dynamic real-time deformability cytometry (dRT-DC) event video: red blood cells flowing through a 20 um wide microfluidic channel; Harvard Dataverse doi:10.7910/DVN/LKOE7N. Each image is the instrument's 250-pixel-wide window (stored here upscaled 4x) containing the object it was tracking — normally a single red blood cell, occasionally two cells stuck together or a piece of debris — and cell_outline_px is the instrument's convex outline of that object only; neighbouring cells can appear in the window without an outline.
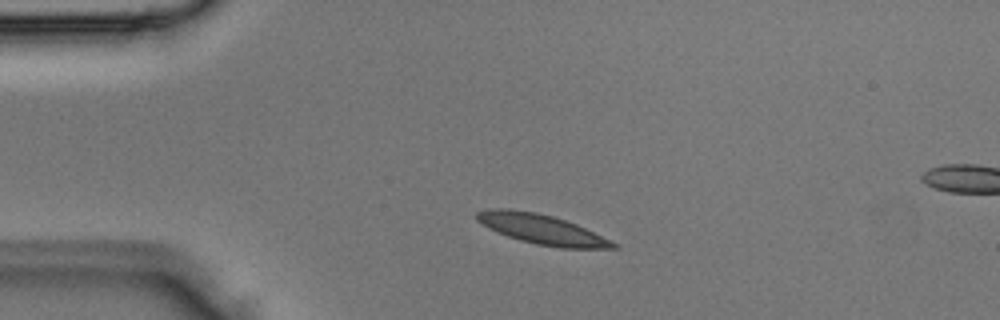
{"species": "Egyptian fruit bat (a non-hibernating species)", "species_latin": "Rousettus aegyptiacus", "temperature_condition": "room temperature", "stored_images_in_passage": 2, "camera_frame_rate_fps": 3000, "um_per_image_px": 0.085, "animal": {"sex": "male"}, "frame": {"image": 1, "passage_image": 1, "time_ms": 0.0, "image_size_px": [1000, 320], "cell_outline_px": [[620, 248], [560, 248], [536, 244], [520, 240], [508, 236], [488, 228], [480, 224], [476, 220], [476, 212], [488, 208], [508, 208], [536, 212], [552, 216], [576, 224], [620, 244]], "centroid_in_image_um": [46.03, 19.48], "position_along_channel_um": 39.0, "area_um2": 23.76}}